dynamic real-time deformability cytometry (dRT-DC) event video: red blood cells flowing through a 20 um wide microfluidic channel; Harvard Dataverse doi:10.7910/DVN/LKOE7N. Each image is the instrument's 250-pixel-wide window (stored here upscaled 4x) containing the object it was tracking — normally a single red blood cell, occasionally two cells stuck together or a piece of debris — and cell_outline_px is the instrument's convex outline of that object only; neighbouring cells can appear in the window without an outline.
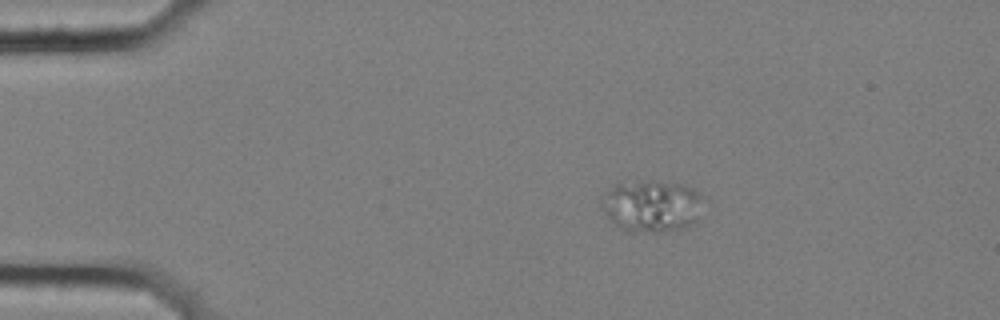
{"species": "common noctule bat (a hibernating species)", "species_latin": "Nyctalus noctula", "temperature_condition": "cold", "stored_images_in_passage": 3, "camera_frame_rate_fps": 3000, "um_per_image_px": 0.085, "animal": {"sex": "female", "body_mass_g": 25.1}, "frame": {"image": 1, "passage_image": 1, "time_ms": 0.0, "image_size_px": [1000, 320], "cell_outline_px": [[700, 196], [696, 220], [692, 224], [684, 228], [660, 232], [628, 232], [616, 224], [600, 208], [600, 200], [616, 184], [684, 184], [696, 188]], "centroid_in_image_um": [55.38, 17.57], "position_along_channel_um": 29.6, "area_um2": 29.48}}